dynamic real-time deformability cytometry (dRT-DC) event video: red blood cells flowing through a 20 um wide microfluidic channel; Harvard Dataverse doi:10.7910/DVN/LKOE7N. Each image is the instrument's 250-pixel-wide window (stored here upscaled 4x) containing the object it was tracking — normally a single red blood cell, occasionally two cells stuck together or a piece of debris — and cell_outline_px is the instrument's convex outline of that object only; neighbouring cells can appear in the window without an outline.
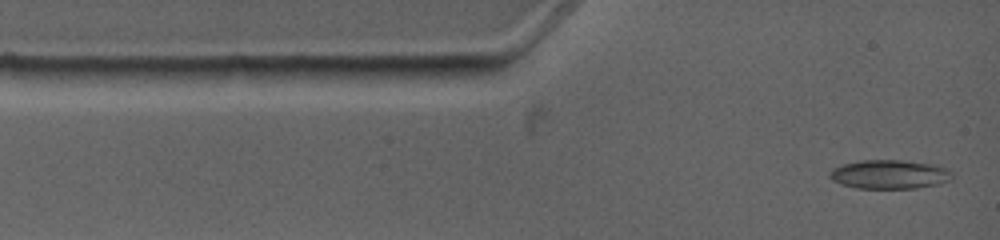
{"species": "common noctule bat (a hibernating species)", "species_latin": "Nyctalus noctula", "temperature_condition": "warm", "stored_images_in_passage": 9, "camera_frame_rate_fps": 4500, "um_per_image_px": 0.085, "animal": {"sex": "female", "body_mass_g": 19.0, "forearm_length_mm": 53.3}, "frame": {"image": 1, "passage_image": 1, "time_ms": 0.0, "image_size_px": [1000, 240], "cell_outline_px": [[952, 176], [948, 180], [936, 184], [916, 188], [856, 188], [840, 184], [832, 180], [828, 176], [828, 172], [832, 168], [844, 164], [864, 160], [900, 160], [932, 164], [948, 168], [952, 172]], "centroid_in_image_um": [75.57, 14.82], "position_along_channel_um": 9.4, "area_um2": 20.58}}
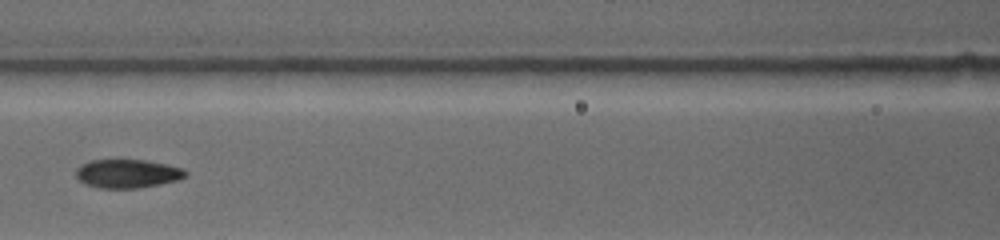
{"frame": {"image": 2, "passage_image": 6, "time_ms": 4.667, "image_size_px": [1000, 240], "cell_outline_px": [[188, 172], [184, 176], [176, 180], [160, 184], [140, 188], [100, 188], [88, 184], [80, 180], [76, 176], [76, 168], [80, 164], [92, 160], [144, 160], [168, 164], [184, 168]], "centroid_in_image_um": [10.84, 14.75], "position_along_channel_um": 155.8, "area_um2": 18.21}}
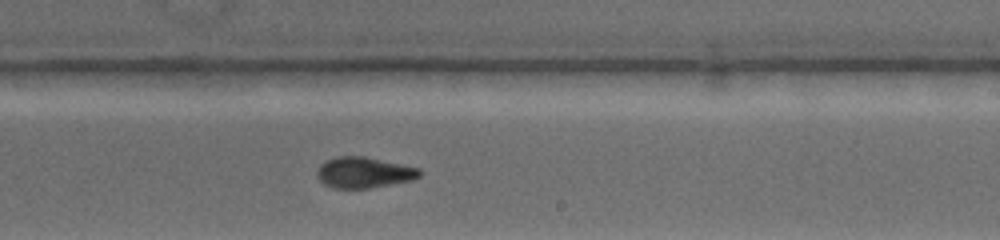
{"frame": {"image": 3, "passage_image": 9, "time_ms": 7.333, "image_size_px": [1000, 240], "cell_outline_px": [[424, 172], [420, 176], [412, 180], [368, 188], [332, 188], [324, 184], [316, 176], [316, 172], [320, 164], [336, 156], [364, 156], [420, 168]], "centroid_in_image_um": [30.93, 14.66], "position_along_channel_um": 258.1, "area_um2": 18.5}}